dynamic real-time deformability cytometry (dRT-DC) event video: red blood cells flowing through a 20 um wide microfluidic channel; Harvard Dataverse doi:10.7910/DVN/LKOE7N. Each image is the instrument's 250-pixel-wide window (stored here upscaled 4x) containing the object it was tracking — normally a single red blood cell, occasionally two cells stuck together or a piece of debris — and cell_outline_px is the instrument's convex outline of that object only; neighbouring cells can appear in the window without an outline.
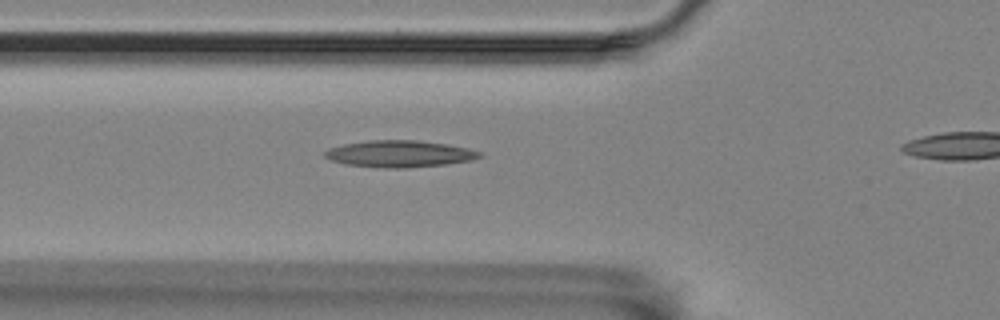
{"species": "Egyptian fruit bat (a non-hibernating species)", "species_latin": "Rousettus aegyptiacus", "temperature_condition": "room temperature", "stored_images_in_passage": 31, "camera_frame_rate_fps": 3000, "um_per_image_px": 0.085, "animal": {"sex": "female"}, "frame": {"image": 1, "passage_image": 10, "time_ms": 3.0, "image_size_px": [1000, 320], "cell_outline_px": [[484, 156], [472, 160], [448, 164], [408, 168], [388, 168], [344, 164], [332, 160], [324, 156], [324, 152], [328, 148], [344, 144], [368, 140], [416, 140], [448, 144], [468, 148], [480, 152]], "centroid_in_image_um": [33.98, 13.07], "position_along_channel_um": 91.8, "area_um2": 24.22}}
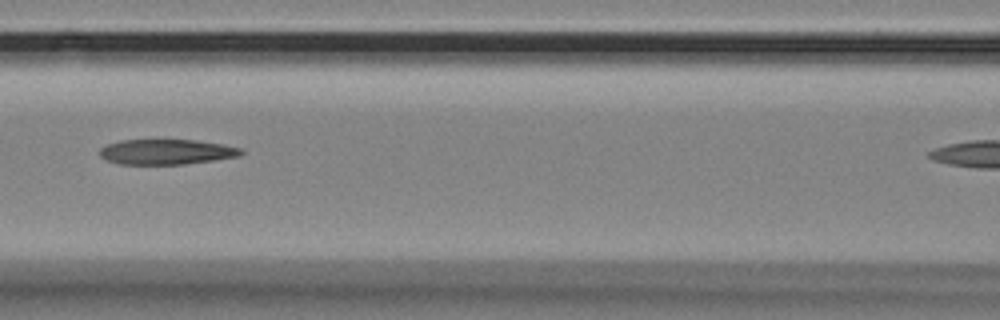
{"frame": {"image": 2, "passage_image": 15, "time_ms": 4.667, "image_size_px": [1000, 320], "cell_outline_px": [[244, 152], [240, 156], [216, 160], [184, 164], [116, 164], [104, 160], [100, 156], [100, 148], [108, 144], [120, 140], [196, 140], [224, 144], [240, 148]], "centroid_in_image_um": [14.14, 12.91], "position_along_channel_um": 152.5, "area_um2": 20.92}}